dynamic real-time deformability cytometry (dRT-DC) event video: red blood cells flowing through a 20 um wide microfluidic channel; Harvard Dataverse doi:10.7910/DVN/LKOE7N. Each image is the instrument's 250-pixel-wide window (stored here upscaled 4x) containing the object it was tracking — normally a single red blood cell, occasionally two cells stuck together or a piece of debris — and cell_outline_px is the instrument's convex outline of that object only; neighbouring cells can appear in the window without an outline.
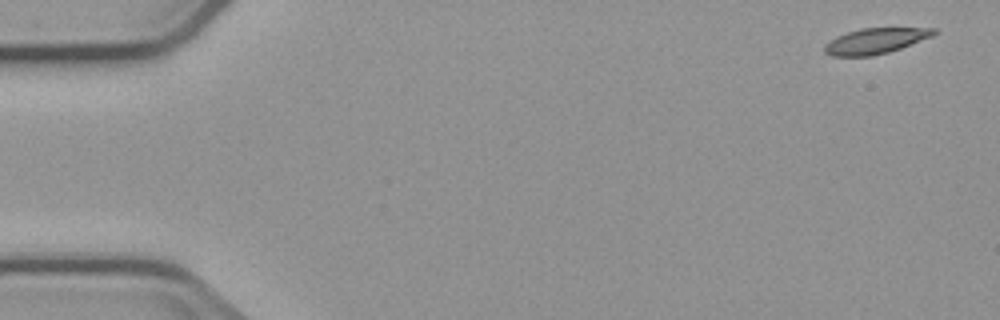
{"species": "common noctule bat (a hibernating species)", "species_latin": "Nyctalus noctula", "temperature_condition": "cold", "stored_images_in_passage": 4, "camera_frame_rate_fps": 3000, "um_per_image_px": 0.085, "animal": {"sex": "male", "body_mass_g": 23.1, "forearm_length_mm": 52.7}, "frame": {"image": 1, "passage_image": 1, "time_ms": 0.0, "image_size_px": [1000, 320], "cell_outline_px": [[936, 32], [932, 36], [900, 48], [888, 52], [872, 56], [832, 56], [824, 52], [824, 44], [836, 36], [860, 28], [936, 28]], "centroid_in_image_um": [74.37, 3.48], "position_along_channel_um": 10.6, "area_um2": 16.18}}